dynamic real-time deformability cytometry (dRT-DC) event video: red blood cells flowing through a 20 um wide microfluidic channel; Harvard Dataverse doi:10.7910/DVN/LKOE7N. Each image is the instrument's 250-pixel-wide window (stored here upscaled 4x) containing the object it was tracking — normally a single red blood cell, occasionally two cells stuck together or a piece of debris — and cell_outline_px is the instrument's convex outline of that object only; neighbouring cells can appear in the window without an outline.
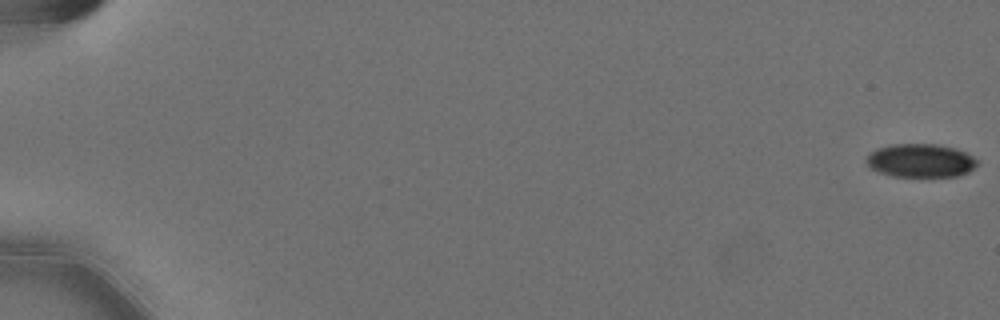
{"species": "Egyptian fruit bat (a non-hibernating species)", "species_latin": "Rousettus aegyptiacus", "temperature_condition": "cold", "stored_images_in_passage": 59, "camera_frame_rate_fps": 3000, "um_per_image_px": 0.085, "animal": {"sex": "female"}, "frame": {"image": 1, "passage_image": 1, "time_ms": 0.0, "image_size_px": [1000, 320], "cell_outline_px": [[980, 164], [968, 172], [956, 176], [892, 176], [880, 172], [872, 168], [864, 160], [876, 148], [892, 144], [936, 144], [956, 148], [972, 156]], "centroid_in_image_um": [78.27, 13.64], "position_along_channel_um": 6.7, "area_um2": 21.5}}
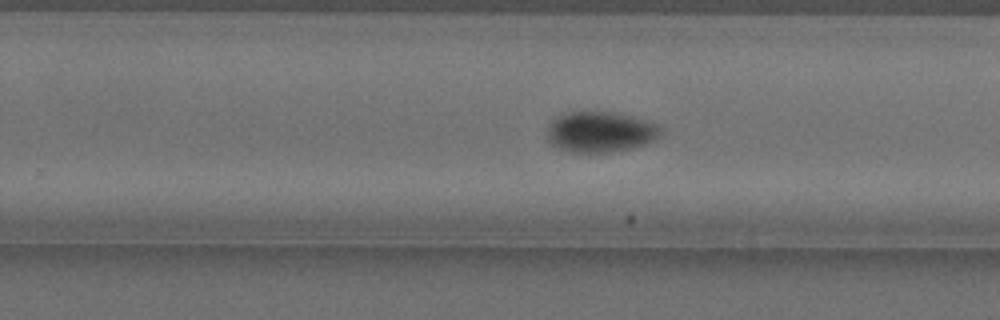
{"frame": {"image": 2, "passage_image": 39, "time_ms": 12.667, "image_size_px": [1000, 320], "cell_outline_px": [[664, 128], [660, 136], [644, 144], [632, 148], [608, 152], [572, 152], [560, 148], [552, 144], [548, 140], [548, 128], [552, 120], [556, 116], [568, 112], [616, 112], [632, 116], [660, 124]], "centroid_in_image_um": [51.07, 11.2], "position_along_channel_um": 278.7, "area_um2": 26.93}}
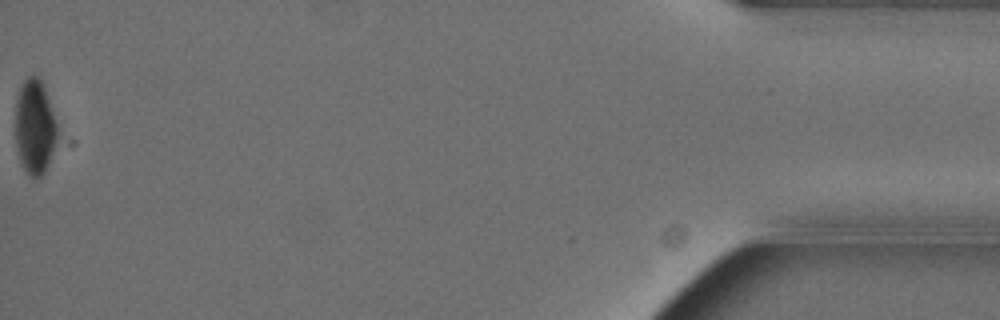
{"frame": {"image": 3, "passage_image": 59, "time_ms": 19.333, "image_size_px": [1000, 320], "cell_outline_px": [[56, 140], [52, 152], [44, 172], [40, 176], [28, 176], [20, 160], [16, 144], [16, 100], [20, 88], [24, 80], [28, 76], [36, 76], [44, 84], [56, 120]], "centroid_in_image_um": [2.95, 10.75], "position_along_channel_um": 432.3, "area_um2": 22.72}}